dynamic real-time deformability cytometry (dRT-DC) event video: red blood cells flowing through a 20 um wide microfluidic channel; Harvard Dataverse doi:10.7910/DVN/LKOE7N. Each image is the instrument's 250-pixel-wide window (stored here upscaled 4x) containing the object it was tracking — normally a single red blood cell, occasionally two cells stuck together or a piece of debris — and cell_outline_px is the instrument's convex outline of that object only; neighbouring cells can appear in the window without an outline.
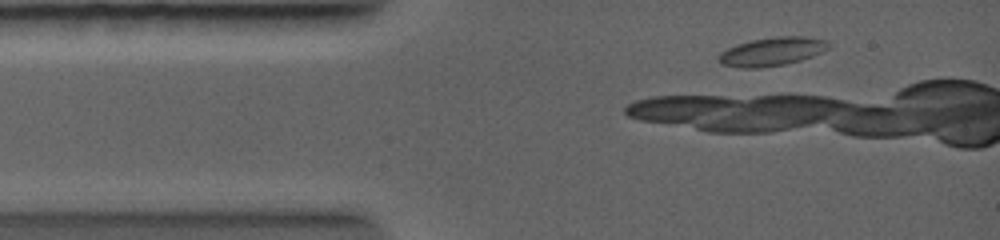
{"species": "common noctule bat (a hibernating species)", "species_latin": "Nyctalus noctula", "temperature_condition": "warm", "stored_images_in_passage": 2, "camera_frame_rate_fps": 5000, "um_per_image_px": 0.085, "animal": {"sex": "female", "body_mass_g": 19.0, "forearm_length_mm": 56.7}, "frame": {"image": 1, "passage_image": 2, "time_ms": 1.0, "image_size_px": [1000, 240], "cell_outline_px": [[832, 48], [812, 56], [800, 60], [784, 64], [760, 68], [740, 68], [720, 64], [716, 60], [720, 52], [728, 48], [752, 40], [780, 36], [804, 36], [828, 40], [832, 44]], "centroid_in_image_um": [65.66, 4.38], "position_along_channel_um": 19.3, "area_um2": 18.44}}